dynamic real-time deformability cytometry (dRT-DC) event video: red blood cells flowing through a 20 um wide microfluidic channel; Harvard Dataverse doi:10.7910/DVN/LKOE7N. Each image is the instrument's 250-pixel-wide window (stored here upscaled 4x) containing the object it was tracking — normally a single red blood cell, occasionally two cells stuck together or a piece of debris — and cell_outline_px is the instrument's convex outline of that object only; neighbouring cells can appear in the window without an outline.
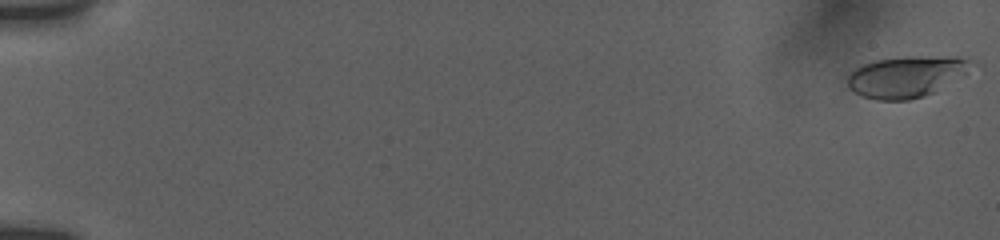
{"species": "human", "species_latin": "Homo sapiens", "temperature_condition": "room temperature", "stored_images_in_passage": 55, "camera_frame_rate_fps": 3000, "um_per_image_px": 0.085, "donor": {"sex": "female"}, "frame": {"image": 1, "passage_image": 2, "time_ms": 0.333, "image_size_px": [1000, 240], "cell_outline_px": [[968, 60], [964, 72], [936, 92], [924, 96], [908, 100], [876, 100], [864, 96], [848, 88], [844, 76], [848, 72], [864, 64], [876, 60], [908, 56], [956, 56]], "centroid_in_image_um": [76.9, 6.52], "position_along_channel_um": 8.1, "area_um2": 29.36}}
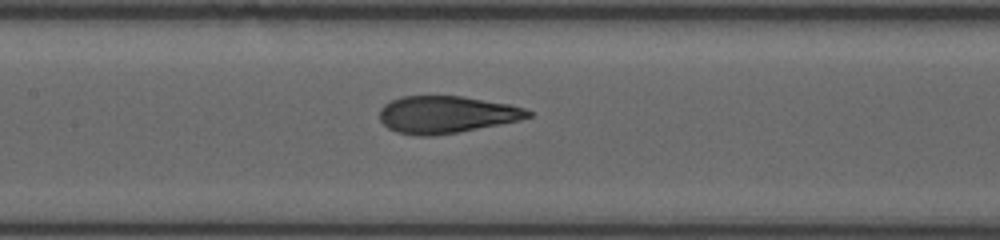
{"frame": {"image": 2, "passage_image": 28, "time_ms": 9.667, "image_size_px": [1000, 240], "cell_outline_px": [[532, 116], [520, 120], [460, 132], [432, 136], [416, 136], [396, 132], [388, 128], [380, 120], [380, 108], [384, 104], [392, 100], [404, 96], [460, 96], [508, 104], [524, 108], [532, 112]], "centroid_in_image_um": [37.93, 9.75], "position_along_channel_um": 169.5, "area_um2": 32.14}}
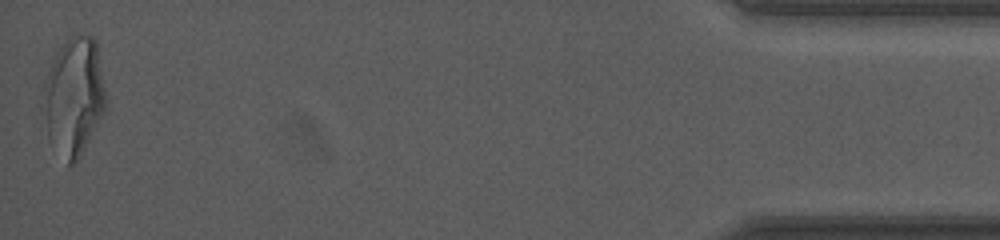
{"frame": {"image": 3, "passage_image": 55, "time_ms": 18.667, "image_size_px": [1000, 240], "cell_outline_px": [[108, 104], [80, 156], [72, 164], [68, 164], [48, 140], [44, 84], [52, 60], [56, 52], [72, 36], [80, 32], [92, 36], [96, 40]], "centroid_in_image_um": [6.33, 8.16], "position_along_channel_um": 428.9, "area_um2": 42.37}, "authors_computed_cell_mechanics": {"area_um2": 32.657, "velocity_mm_per_s": 3.7834, "shape_relaxation_time_tau1_ms": 5.3362, "shape_relaxation_time_tau2_ms": 1.0554, "deformation_change_tau1": 0.235, "deformation_change_tau2": 0.0902}}